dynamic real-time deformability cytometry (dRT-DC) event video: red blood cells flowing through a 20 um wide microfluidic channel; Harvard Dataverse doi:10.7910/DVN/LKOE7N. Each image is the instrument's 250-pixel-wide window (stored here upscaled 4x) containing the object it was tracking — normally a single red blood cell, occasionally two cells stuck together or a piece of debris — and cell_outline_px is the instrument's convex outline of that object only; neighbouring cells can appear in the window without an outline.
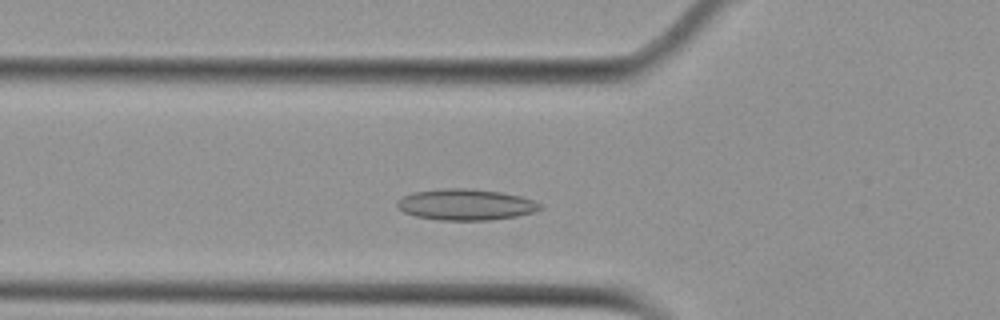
{"species": "Egyptian fruit bat (a non-hibernating species)", "species_latin": "Rousettus aegyptiacus", "temperature_condition": "cold", "stored_images_in_passage": 16, "camera_frame_rate_fps": 3000, "um_per_image_px": 0.085, "animal": {"sex": "female"}, "frame": {"image": 1, "passage_image": 5, "time_ms": 1.333, "image_size_px": [1000, 320], "cell_outline_px": [[544, 208], [532, 212], [516, 216], [492, 220], [440, 220], [416, 216], [404, 212], [396, 204], [396, 200], [400, 196], [412, 192], [440, 188], [472, 188], [500, 192], [520, 196], [532, 200], [540, 204]], "centroid_in_image_um": [39.55, 17.38], "position_along_channel_um": 86.3, "area_um2": 26.07}}
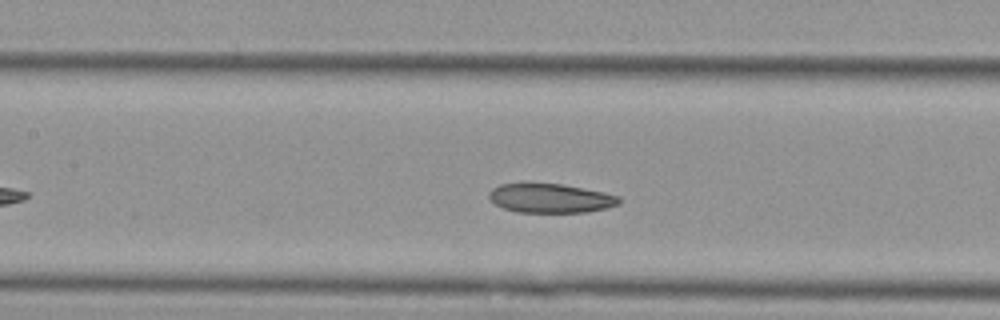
{"frame": {"image": 2, "passage_image": 11, "time_ms": 3.333, "image_size_px": [1000, 320], "cell_outline_px": [[620, 204], [608, 208], [588, 212], [516, 212], [504, 208], [496, 204], [488, 196], [488, 192], [492, 188], [500, 184], [564, 184], [604, 192], [620, 196]], "centroid_in_image_um": [46.83, 16.85], "position_along_channel_um": 160.6, "area_um2": 22.08}}
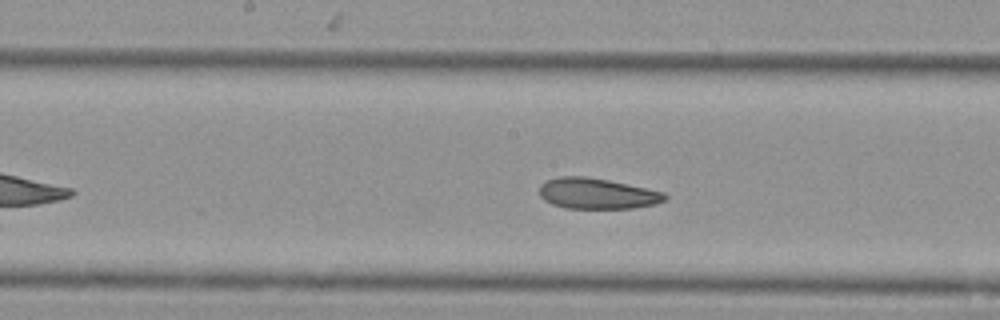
{"frame": {"image": 3, "passage_image": 14, "time_ms": 4.333, "image_size_px": [1000, 320], "cell_outline_px": [[668, 196], [664, 200], [656, 204], [632, 208], [564, 208], [552, 204], [544, 200], [540, 196], [540, 184], [548, 180], [560, 176], [584, 176], [608, 180], [664, 192]], "centroid_in_image_um": [50.73, 16.45], "position_along_channel_um": 197.5, "area_um2": 22.37}}